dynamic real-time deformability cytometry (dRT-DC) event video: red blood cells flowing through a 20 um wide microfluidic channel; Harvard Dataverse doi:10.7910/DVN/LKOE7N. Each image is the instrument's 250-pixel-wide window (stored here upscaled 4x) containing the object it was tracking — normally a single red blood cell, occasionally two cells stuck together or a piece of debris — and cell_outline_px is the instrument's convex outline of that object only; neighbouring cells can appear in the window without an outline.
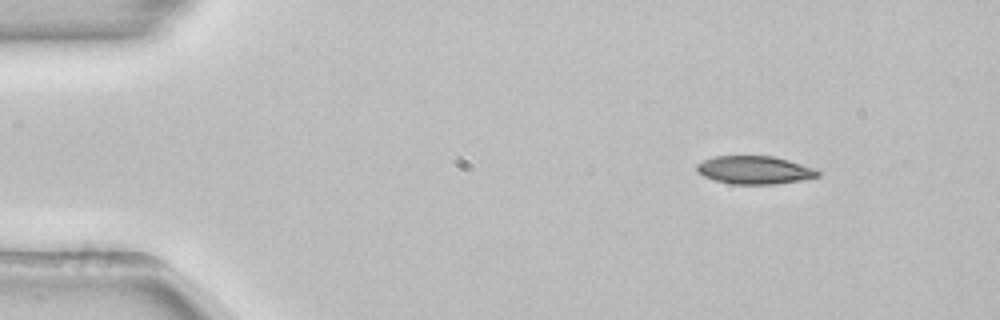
{"species": "common noctule bat (a hibernating species)", "species_latin": "Nyctalus noctula", "temperature_condition": "room temperature", "stored_images_in_passage": 47, "camera_frame_rate_fps": 3000, "um_per_image_px": 0.085, "animal": {"sex": "female", "body_mass_g": 22.7, "forearm_length_mm": 54.2}, "frame": {"image": 1, "passage_image": 1, "time_ms": 0.0, "image_size_px": [1000, 320], "cell_outline_px": [[820, 176], [804, 180], [776, 184], [732, 184], [716, 180], [704, 176], [696, 172], [696, 164], [704, 160], [716, 156], [772, 156], [788, 160], [816, 168], [820, 172]], "centroid_in_image_um": [64.17, 14.45], "position_along_channel_um": 20.8, "area_um2": 19.88}}
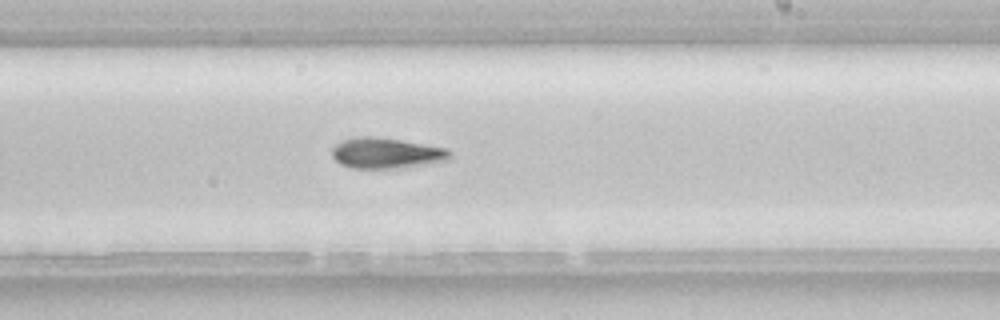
{"frame": {"image": 2, "passage_image": 26, "time_ms": 8.333, "image_size_px": [1000, 320], "cell_outline_px": [[452, 156], [448, 160], [408, 168], [352, 168], [340, 164], [332, 156], [332, 148], [340, 140], [356, 136], [372, 136], [400, 140], [448, 148], [452, 152]], "centroid_in_image_um": [32.85, 13.02], "position_along_channel_um": 256.1, "area_um2": 21.39}}
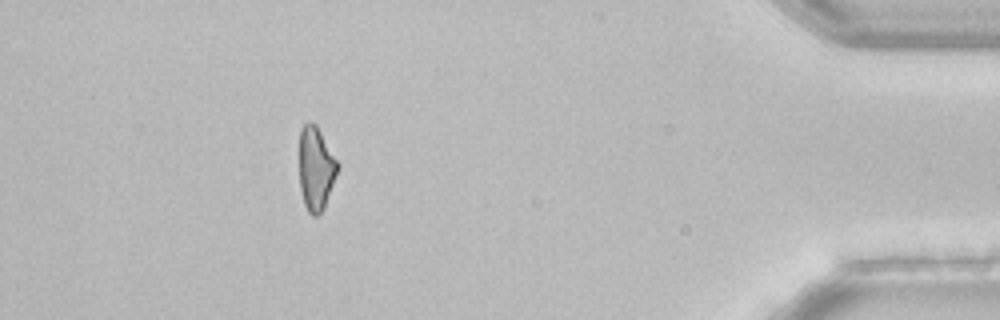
{"frame": {"image": 3, "passage_image": 42, "time_ms": 13.667, "image_size_px": [1000, 320], "cell_outline_px": [[340, 168], [324, 208], [316, 216], [312, 216], [308, 212], [304, 204], [300, 188], [300, 128], [308, 120], [316, 124], [340, 164]], "centroid_in_image_um": [26.87, 14.31], "position_along_channel_um": 408.3, "area_um2": 18.9}, "authors_computed_cell_mechanics": {"area_um2": 20.5768, "velocity_mm_per_s": 3.8924, "shape_relaxation_time_tau1_ms": 11.2415, "shape_relaxation_time_tau2_ms": null, "deformation_change_tau1": 0.2174, "deformation_change_tau2": null}}